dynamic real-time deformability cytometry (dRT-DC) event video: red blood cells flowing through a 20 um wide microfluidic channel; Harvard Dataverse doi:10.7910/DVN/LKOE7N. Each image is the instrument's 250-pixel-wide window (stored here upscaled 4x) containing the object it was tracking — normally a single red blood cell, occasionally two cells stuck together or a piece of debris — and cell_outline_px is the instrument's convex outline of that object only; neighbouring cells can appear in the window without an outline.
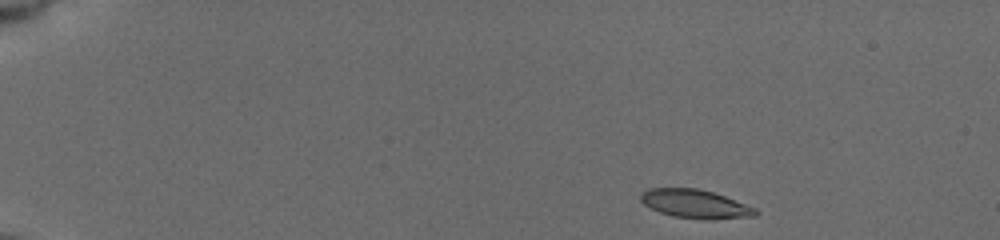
{"species": "common noctule bat (a hibernating species)", "species_latin": "Nyctalus noctula", "temperature_condition": "cold", "stored_images_in_passage": 48, "camera_frame_rate_fps": 3000, "um_per_image_px": 0.085, "animal": {"sex": "female", "body_mass_g": 19.5, "forearm_length_mm": 54.1}, "frame": {"image": 1, "passage_image": 1, "time_ms": 0.0, "image_size_px": [1000, 240], "cell_outline_px": [[760, 212], [756, 216], [712, 220], [704, 220], [672, 216], [660, 212], [644, 204], [640, 200], [640, 192], [648, 188], [696, 188], [712, 192], [724, 196], [756, 208]], "centroid_in_image_um": [59.1, 17.34], "position_along_channel_um": 25.9, "area_um2": 19.31}}
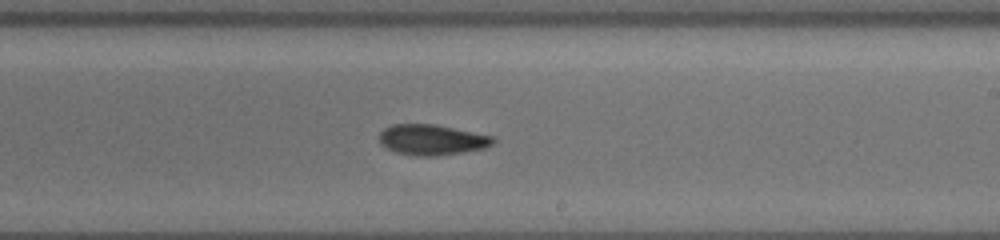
{"frame": {"image": 2, "passage_image": 28, "time_ms": 9.0, "image_size_px": [1000, 240], "cell_outline_px": [[496, 140], [492, 144], [484, 148], [464, 152], [436, 156], [416, 156], [396, 152], [380, 144], [380, 132], [384, 128], [392, 124], [436, 124], [492, 136]], "centroid_in_image_um": [36.7, 11.88], "position_along_channel_um": 252.3, "area_um2": 20.23}}
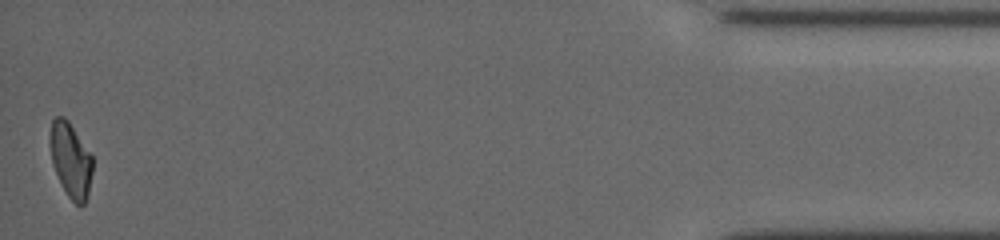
{"frame": {"image": 3, "passage_image": 48, "time_ms": 15.667, "image_size_px": [1000, 240], "cell_outline_px": [[92, 172], [88, 196], [84, 204], [80, 208], [68, 196], [52, 164], [52, 120], [56, 116], [64, 116], [68, 120], [92, 156]], "centroid_in_image_um": [6.05, 13.65], "position_along_channel_um": 429.1, "area_um2": 17.92}, "authors_computed_cell_mechanics": {"area_um2": 19.941, "velocity_mm_per_s": 3.758, "shape_relaxation_time_tau1_ms": 4.6719, "shape_relaxation_time_tau2_ms": 5.2814, "deformation_change_tau1": 0.13, "deformation_change_tau2": 0.1033}}